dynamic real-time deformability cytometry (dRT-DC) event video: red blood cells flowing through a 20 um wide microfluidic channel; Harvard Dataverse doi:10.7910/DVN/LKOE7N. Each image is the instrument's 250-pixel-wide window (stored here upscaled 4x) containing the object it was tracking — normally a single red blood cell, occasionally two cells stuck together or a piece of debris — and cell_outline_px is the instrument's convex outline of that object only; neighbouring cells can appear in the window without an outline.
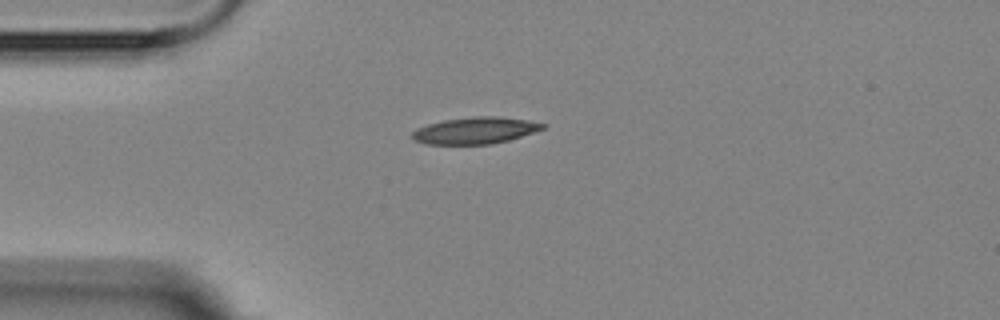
{"species": "Egyptian fruit bat (a non-hibernating species)", "species_latin": "Rousettus aegyptiacus", "temperature_condition": "room temperature", "stored_images_in_passage": 1, "camera_frame_rate_fps": 3000, "um_per_image_px": 0.085, "animal": {"sex": "female"}, "frame": {"image": 1, "passage_image": 1, "time_ms": 0.0, "image_size_px": [1000, 320], "cell_outline_px": [[548, 124], [544, 128], [508, 140], [492, 144], [424, 144], [412, 140], [412, 132], [416, 128], [428, 124], [444, 120], [476, 116], [496, 116], [528, 120]], "centroid_in_image_um": [40.36, 11.09], "position_along_channel_um": 44.6, "area_um2": 20.23}}